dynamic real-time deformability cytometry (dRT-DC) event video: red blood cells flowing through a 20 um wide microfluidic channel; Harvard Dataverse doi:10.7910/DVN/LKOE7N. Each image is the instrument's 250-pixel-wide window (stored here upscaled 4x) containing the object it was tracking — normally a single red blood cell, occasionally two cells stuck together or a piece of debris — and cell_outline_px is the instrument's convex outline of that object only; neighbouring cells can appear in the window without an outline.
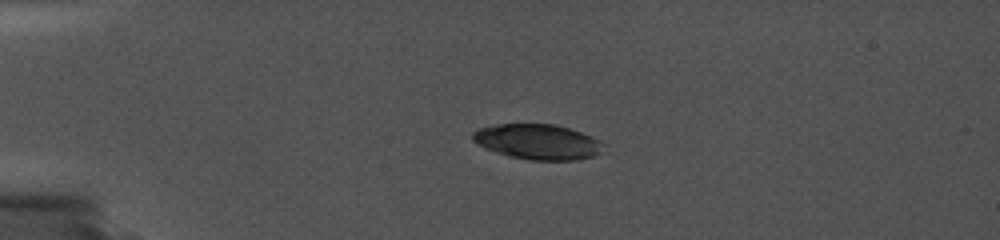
{"species": "common noctule bat (a hibernating species)", "species_latin": "Nyctalus noctula", "temperature_condition": "cold", "stored_images_in_passage": 4, "camera_frame_rate_fps": 5000, "um_per_image_px": 0.085, "animal": {"sex": "female", "body_mass_g": 19.0, "forearm_length_mm": 56.7}, "frame": {"image": 1, "passage_image": 1, "time_ms": 0.0, "image_size_px": [1000, 240], "cell_outline_px": [[608, 152], [576, 160], [532, 160], [508, 156], [484, 148], [472, 140], [472, 132], [480, 128], [496, 124], [556, 124], [592, 136], [600, 140], [604, 144]], "centroid_in_image_um": [45.76, 12.06], "position_along_channel_um": 39.2, "area_um2": 27.17}}